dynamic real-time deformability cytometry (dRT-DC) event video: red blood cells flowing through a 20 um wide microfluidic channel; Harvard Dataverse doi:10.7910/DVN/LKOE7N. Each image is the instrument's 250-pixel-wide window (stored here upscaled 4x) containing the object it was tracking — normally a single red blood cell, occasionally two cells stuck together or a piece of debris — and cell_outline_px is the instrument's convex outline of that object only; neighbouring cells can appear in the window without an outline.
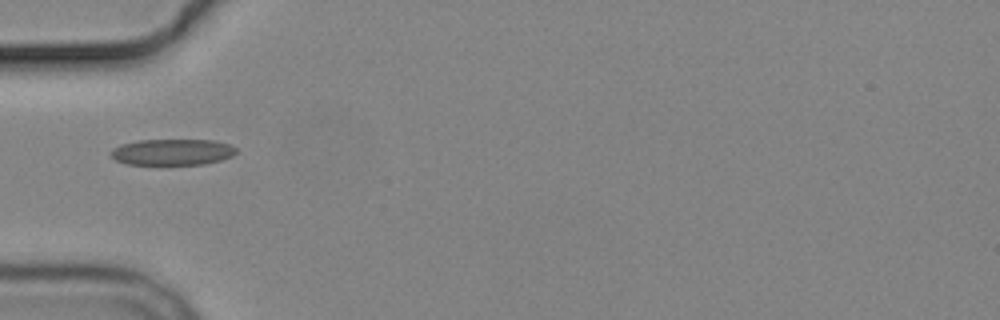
{"species": "common noctule bat (a hibernating species)", "species_latin": "Nyctalus noctula", "temperature_condition": "cold", "stored_images_in_passage": 3, "camera_frame_rate_fps": 3000, "um_per_image_px": 0.085, "animal": {"sex": "male", "body_mass_g": 19.2, "forearm_length_mm": 51.8}, "frame": {"image": 1, "passage_image": 1, "time_ms": 0.0, "image_size_px": [1000, 320], "cell_outline_px": [[236, 152], [232, 156], [220, 160], [204, 164], [124, 164], [116, 160], [112, 156], [112, 148], [120, 144], [136, 140], [216, 140], [228, 144], [236, 148]], "centroid_in_image_um": [14.64, 12.91], "position_along_channel_um": 70.4, "area_um2": 19.07}}
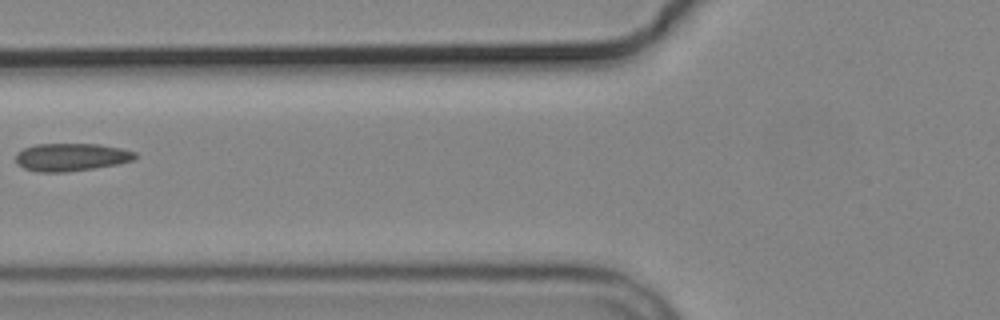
{"frame": {"image": 2, "passage_image": 2, "time_ms": 1.333, "image_size_px": [1000, 320], "cell_outline_px": [[136, 156], [132, 160], [116, 164], [92, 168], [64, 172], [36, 172], [24, 168], [16, 164], [16, 152], [24, 148], [36, 144], [100, 144], [120, 148], [136, 152]], "centroid_in_image_um": [6.0, 13.35], "position_along_channel_um": 119.8, "area_um2": 19.25}}
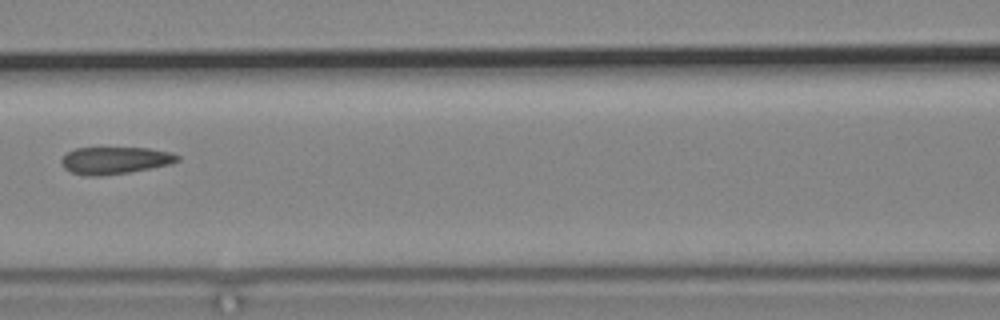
{"frame": {"image": 3, "passage_image": 3, "time_ms": 2.333, "image_size_px": [1000, 320], "cell_outline_px": [[180, 160], [168, 164], [128, 172], [100, 176], [84, 176], [72, 172], [64, 168], [60, 164], [60, 160], [68, 152], [76, 148], [148, 148], [172, 152], [180, 156]], "centroid_in_image_um": [9.74, 13.63], "position_along_channel_um": 156.9, "area_um2": 18.26}}